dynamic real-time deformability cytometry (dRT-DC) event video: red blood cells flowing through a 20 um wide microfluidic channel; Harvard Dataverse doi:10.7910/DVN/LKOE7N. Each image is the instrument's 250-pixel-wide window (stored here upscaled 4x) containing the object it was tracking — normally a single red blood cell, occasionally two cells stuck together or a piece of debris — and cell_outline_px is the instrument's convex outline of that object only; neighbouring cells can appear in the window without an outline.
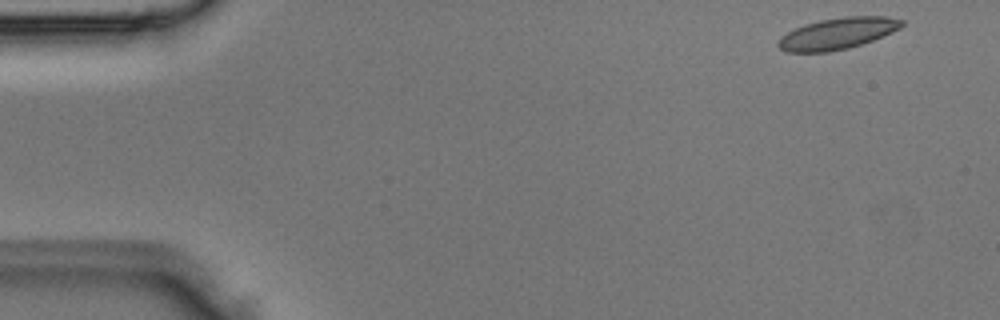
{"species": "Egyptian fruit bat (a non-hibernating species)", "species_latin": "Rousettus aegyptiacus", "temperature_condition": "room temperature", "stored_images_in_passage": 4, "camera_frame_rate_fps": 3000, "um_per_image_px": 0.085, "animal": {"sex": "male"}, "frame": {"image": 1, "passage_image": 1, "time_ms": 0.0, "image_size_px": [1000, 320], "cell_outline_px": [[904, 24], [900, 28], [892, 32], [872, 40], [848, 48], [828, 52], [788, 52], [780, 48], [776, 44], [780, 36], [804, 24], [820, 20], [844, 16], [888, 16], [904, 20]], "centroid_in_image_um": [71.19, 2.84], "position_along_channel_um": 13.8, "area_um2": 22.6}}
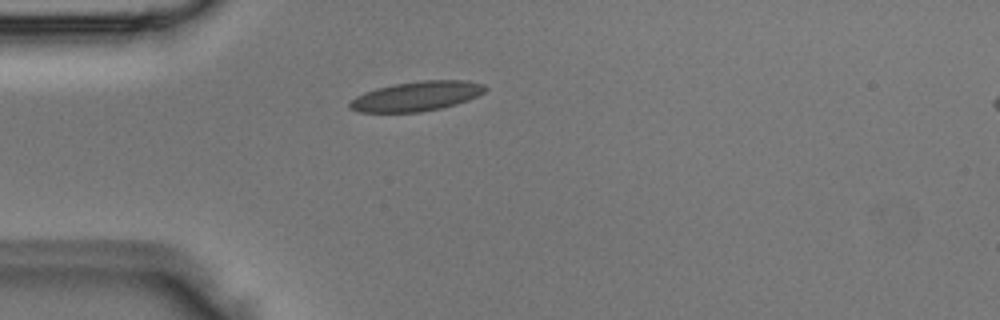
{"frame": {"image": 2, "passage_image": 4, "time_ms": 1.0, "image_size_px": [1000, 320], "cell_outline_px": [[488, 88], [484, 92], [468, 100], [456, 104], [440, 108], [420, 112], [356, 112], [348, 104], [356, 96], [364, 92], [376, 88], [396, 84], [420, 80], [468, 80], [484, 84]], "centroid_in_image_um": [35.43, 8.17], "position_along_channel_um": 49.6, "area_um2": 23.35}}